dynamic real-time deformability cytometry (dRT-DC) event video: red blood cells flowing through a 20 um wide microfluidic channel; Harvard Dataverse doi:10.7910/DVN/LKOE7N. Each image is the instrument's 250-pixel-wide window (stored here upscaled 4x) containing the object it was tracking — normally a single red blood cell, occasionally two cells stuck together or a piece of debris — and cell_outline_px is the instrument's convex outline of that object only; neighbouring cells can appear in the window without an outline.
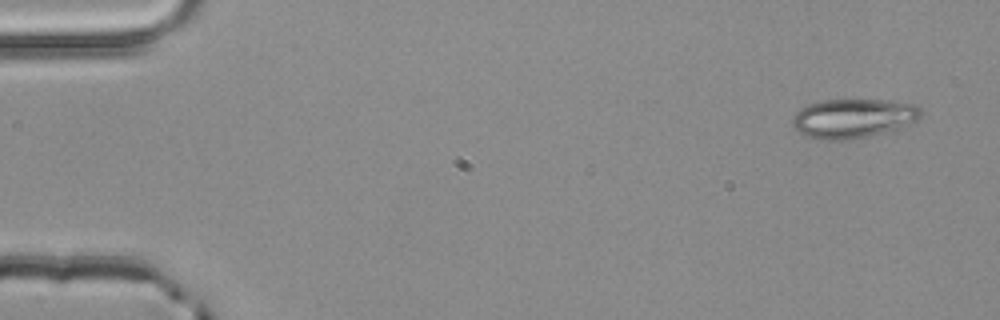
{"species": "common noctule bat (a hibernating species)", "species_latin": "Nyctalus noctula", "temperature_condition": "room temperature", "stored_images_in_passage": 4, "camera_frame_rate_fps": 3000, "um_per_image_px": 0.085, "animal": {"sex": "male", "body_mass_g": 20.4}, "frame": {"image": 1, "passage_image": 1, "time_ms": 0.0, "image_size_px": [1000, 320], "cell_outline_px": [[920, 116], [916, 120], [904, 128], [848, 140], [820, 140], [804, 136], [792, 124], [792, 116], [800, 108], [808, 104], [820, 100], [884, 100], [916, 104], [920, 108]], "centroid_in_image_um": [72.5, 10.06], "position_along_channel_um": 12.5, "area_um2": 29.59}}